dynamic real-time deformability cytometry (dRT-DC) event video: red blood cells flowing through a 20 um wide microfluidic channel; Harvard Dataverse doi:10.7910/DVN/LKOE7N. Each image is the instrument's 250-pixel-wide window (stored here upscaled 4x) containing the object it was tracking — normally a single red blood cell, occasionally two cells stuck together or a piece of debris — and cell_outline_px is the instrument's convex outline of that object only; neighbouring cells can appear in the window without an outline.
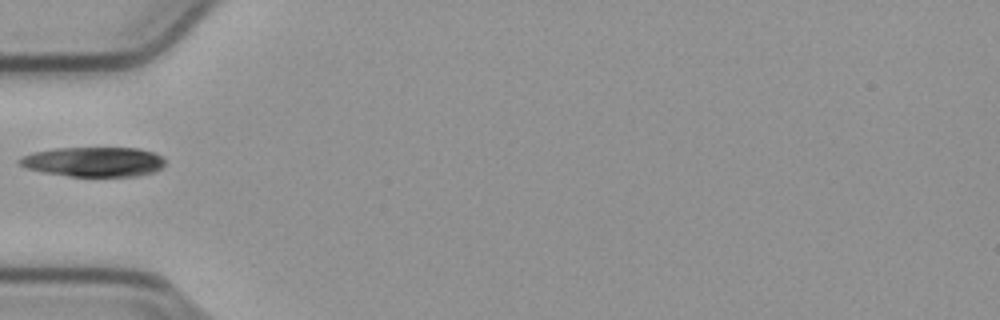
{"species": "common noctule bat (a hibernating species)", "species_latin": "Nyctalus noctula", "temperature_condition": "cold", "stored_images_in_passage": 19, "camera_frame_rate_fps": 3000, "um_per_image_px": 0.085, "animal": {"sex": "male", "body_mass_g": 23.1, "forearm_length_mm": 52.7}, "frame": {"image": 1, "passage_image": 1, "time_ms": 0.0, "image_size_px": [1000, 320], "cell_outline_px": [[164, 164], [156, 172], [136, 176], [68, 176], [44, 172], [28, 168], [20, 164], [16, 160], [24, 156], [36, 152], [56, 148], [136, 148], [152, 152], [160, 156], [164, 160]], "centroid_in_image_um": [7.98, 13.76], "position_along_channel_um": 77.0, "area_um2": 24.91}}